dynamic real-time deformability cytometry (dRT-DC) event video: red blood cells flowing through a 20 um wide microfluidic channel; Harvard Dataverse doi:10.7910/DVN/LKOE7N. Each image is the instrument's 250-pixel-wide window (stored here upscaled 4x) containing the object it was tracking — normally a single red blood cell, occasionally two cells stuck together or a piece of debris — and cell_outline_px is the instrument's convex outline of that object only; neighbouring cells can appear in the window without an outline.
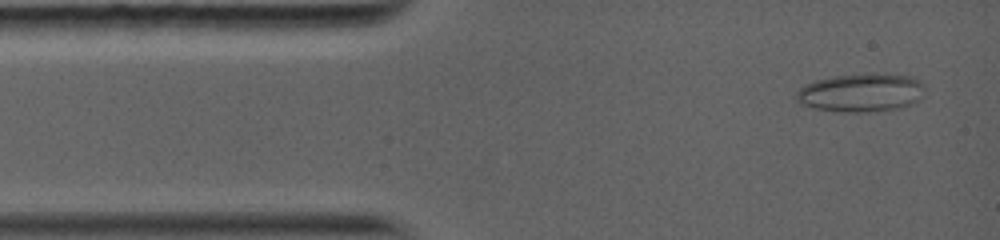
{"species": "common noctule bat (a hibernating species)", "species_latin": "Nyctalus noctula", "temperature_condition": "warm", "stored_images_in_passage": 56, "camera_frame_rate_fps": 5000, "um_per_image_px": 0.085, "animal": {"sex": "female", "body_mass_g": 19.0, "forearm_length_mm": 56.7}, "frame": {"image": 1, "passage_image": 3, "time_ms": 0.4, "image_size_px": [1000, 240], "cell_outline_px": [[924, 96], [912, 104], [900, 108], [868, 112], [836, 112], [816, 108], [800, 104], [796, 100], [796, 92], [804, 84], [816, 80], [832, 76], [912, 76], [924, 84]], "centroid_in_image_um": [73.17, 7.93], "position_along_channel_um": 11.8, "area_um2": 28.21}}
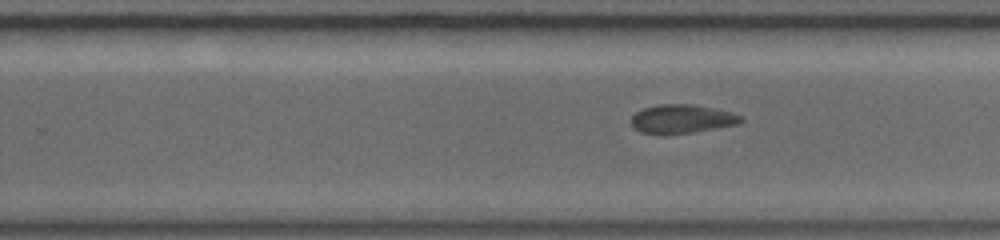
{"frame": {"image": 2, "passage_image": 36, "time_ms": 8.2, "image_size_px": [1000, 240], "cell_outline_px": [[744, 120], [736, 124], [716, 128], [692, 132], [664, 136], [640, 132], [632, 128], [632, 116], [636, 112], [644, 108], [660, 104], [692, 104], [732, 112], [744, 116]], "centroid_in_image_um": [57.93, 10.13], "position_along_channel_um": 271.9, "area_um2": 18.61}}
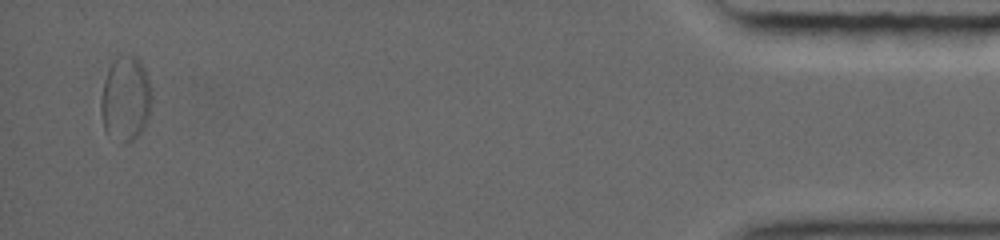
{"frame": {"image": 3, "passage_image": 56, "time_ms": 14.6, "image_size_px": [1000, 240], "cell_outline_px": [[152, 104], [144, 128], [132, 140], [124, 144], [124, 136], [128, 60], [132, 56], [136, 56], [140, 60], [148, 76], [152, 88]], "centroid_in_image_um": [11.63, 8.43], "position_along_channel_um": 423.6, "area_um2": 12.43}, "authors_computed_cell_mechanics": {"area_um2": 19.3052, "velocity_mm_per_s": 4.0637, "shape_relaxation_time_tau1_ms": null, "shape_relaxation_time_tau2_ms": 5.2619, "deformation_change_tau1": null, "deformation_change_tau2": 0.0901}}